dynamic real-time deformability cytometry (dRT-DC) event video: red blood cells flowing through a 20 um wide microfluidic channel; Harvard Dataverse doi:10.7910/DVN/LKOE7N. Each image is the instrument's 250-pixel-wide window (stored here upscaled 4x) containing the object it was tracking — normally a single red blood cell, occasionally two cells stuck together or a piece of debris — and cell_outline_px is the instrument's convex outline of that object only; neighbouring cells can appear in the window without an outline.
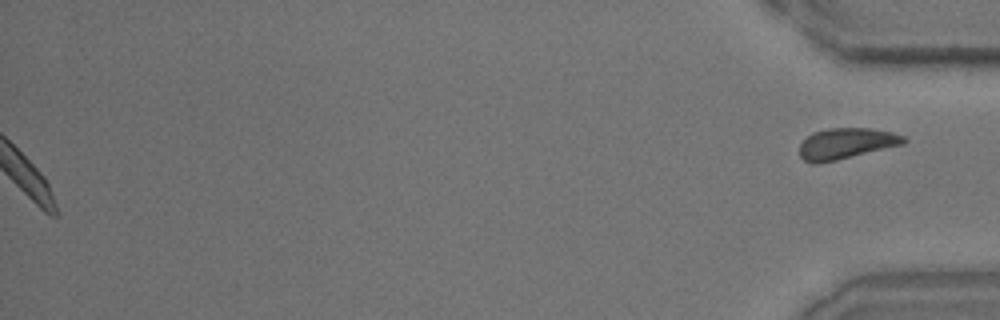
{"species": "common noctule bat (a hibernating species)", "species_latin": "Nyctalus noctula", "temperature_condition": "room temperature", "stored_images_in_passage": 39, "segment_of_instrument_passage": [2, 2], "camera_frame_rate_fps": 3000, "um_per_image_px": 0.085, "animal": {"sex": "male", "body_mass_g": 15.6}, "frame": {"image": 1, "passage_image": 39, "time_ms": 12.667, "image_size_px": [1000, 320], "cell_outline_px": [[908, 140], [904, 144], [820, 164], [812, 164], [804, 160], [800, 156], [800, 144], [812, 132], [828, 128], [872, 128], [892, 132], [904, 136]], "centroid_in_image_um": [71.92, 12.2], "position_along_channel_um": 363.3, "area_um2": 18.9}}